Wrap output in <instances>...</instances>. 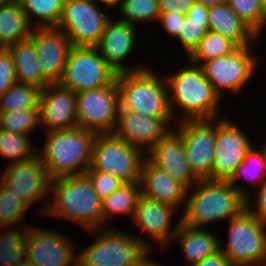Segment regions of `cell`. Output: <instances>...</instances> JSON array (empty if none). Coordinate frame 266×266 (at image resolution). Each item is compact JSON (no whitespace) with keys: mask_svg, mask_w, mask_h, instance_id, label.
Instances as JSON below:
<instances>
[{"mask_svg":"<svg viewBox=\"0 0 266 266\" xmlns=\"http://www.w3.org/2000/svg\"><path fill=\"white\" fill-rule=\"evenodd\" d=\"M146 158L187 189L199 181L189 167L183 138L174 129L146 153Z\"/></svg>","mask_w":266,"mask_h":266,"instance_id":"cell-22","label":"cell"},{"mask_svg":"<svg viewBox=\"0 0 266 266\" xmlns=\"http://www.w3.org/2000/svg\"><path fill=\"white\" fill-rule=\"evenodd\" d=\"M11 0H0V7L9 3Z\"/></svg>","mask_w":266,"mask_h":266,"instance_id":"cell-51","label":"cell"},{"mask_svg":"<svg viewBox=\"0 0 266 266\" xmlns=\"http://www.w3.org/2000/svg\"><path fill=\"white\" fill-rule=\"evenodd\" d=\"M194 2L201 3L209 7L216 4L227 3V0H194Z\"/></svg>","mask_w":266,"mask_h":266,"instance_id":"cell-48","label":"cell"},{"mask_svg":"<svg viewBox=\"0 0 266 266\" xmlns=\"http://www.w3.org/2000/svg\"><path fill=\"white\" fill-rule=\"evenodd\" d=\"M31 137L0 129V156L7 158L9 163L23 162L37 155L32 147Z\"/></svg>","mask_w":266,"mask_h":266,"instance_id":"cell-35","label":"cell"},{"mask_svg":"<svg viewBox=\"0 0 266 266\" xmlns=\"http://www.w3.org/2000/svg\"><path fill=\"white\" fill-rule=\"evenodd\" d=\"M40 95L39 88L16 82L0 96V112L39 109Z\"/></svg>","mask_w":266,"mask_h":266,"instance_id":"cell-33","label":"cell"},{"mask_svg":"<svg viewBox=\"0 0 266 266\" xmlns=\"http://www.w3.org/2000/svg\"><path fill=\"white\" fill-rule=\"evenodd\" d=\"M261 6L264 10V12L266 13V0H260Z\"/></svg>","mask_w":266,"mask_h":266,"instance_id":"cell-50","label":"cell"},{"mask_svg":"<svg viewBox=\"0 0 266 266\" xmlns=\"http://www.w3.org/2000/svg\"><path fill=\"white\" fill-rule=\"evenodd\" d=\"M141 195L140 182L123 183L118 190L102 199L103 228L107 221L120 215L133 217L139 196Z\"/></svg>","mask_w":266,"mask_h":266,"instance_id":"cell-29","label":"cell"},{"mask_svg":"<svg viewBox=\"0 0 266 266\" xmlns=\"http://www.w3.org/2000/svg\"><path fill=\"white\" fill-rule=\"evenodd\" d=\"M85 174L92 182L94 191L100 199L109 196L115 190H118L124 183L119 178L100 171L88 168Z\"/></svg>","mask_w":266,"mask_h":266,"instance_id":"cell-40","label":"cell"},{"mask_svg":"<svg viewBox=\"0 0 266 266\" xmlns=\"http://www.w3.org/2000/svg\"><path fill=\"white\" fill-rule=\"evenodd\" d=\"M6 49L12 56L17 83L32 85L40 90L50 84L42 76L38 55L30 38L12 44Z\"/></svg>","mask_w":266,"mask_h":266,"instance_id":"cell-26","label":"cell"},{"mask_svg":"<svg viewBox=\"0 0 266 266\" xmlns=\"http://www.w3.org/2000/svg\"><path fill=\"white\" fill-rule=\"evenodd\" d=\"M208 230L181 223L172 243L178 241L184 259L189 263L187 266H193L219 250V237Z\"/></svg>","mask_w":266,"mask_h":266,"instance_id":"cell-25","label":"cell"},{"mask_svg":"<svg viewBox=\"0 0 266 266\" xmlns=\"http://www.w3.org/2000/svg\"><path fill=\"white\" fill-rule=\"evenodd\" d=\"M136 33V25L111 18L107 22L99 42L94 46L117 73L135 72L148 67V65L141 64L129 68L123 63L135 50Z\"/></svg>","mask_w":266,"mask_h":266,"instance_id":"cell-18","label":"cell"},{"mask_svg":"<svg viewBox=\"0 0 266 266\" xmlns=\"http://www.w3.org/2000/svg\"><path fill=\"white\" fill-rule=\"evenodd\" d=\"M0 228V266H18L26 259V235L29 226H22L23 230L16 226Z\"/></svg>","mask_w":266,"mask_h":266,"instance_id":"cell-32","label":"cell"},{"mask_svg":"<svg viewBox=\"0 0 266 266\" xmlns=\"http://www.w3.org/2000/svg\"><path fill=\"white\" fill-rule=\"evenodd\" d=\"M177 124L173 129L183 138L185 154L191 171L198 179H212L216 145V118L186 120Z\"/></svg>","mask_w":266,"mask_h":266,"instance_id":"cell-13","label":"cell"},{"mask_svg":"<svg viewBox=\"0 0 266 266\" xmlns=\"http://www.w3.org/2000/svg\"><path fill=\"white\" fill-rule=\"evenodd\" d=\"M208 26L210 31L230 39L237 46H249L259 39L227 3L208 7Z\"/></svg>","mask_w":266,"mask_h":266,"instance_id":"cell-24","label":"cell"},{"mask_svg":"<svg viewBox=\"0 0 266 266\" xmlns=\"http://www.w3.org/2000/svg\"><path fill=\"white\" fill-rule=\"evenodd\" d=\"M145 159L143 150L127 144L112 133L97 134L89 168L111 174L124 183L140 182Z\"/></svg>","mask_w":266,"mask_h":266,"instance_id":"cell-8","label":"cell"},{"mask_svg":"<svg viewBox=\"0 0 266 266\" xmlns=\"http://www.w3.org/2000/svg\"><path fill=\"white\" fill-rule=\"evenodd\" d=\"M46 140L37 151L49 178L85 174L91 163L96 132L78 126L46 133Z\"/></svg>","mask_w":266,"mask_h":266,"instance_id":"cell-4","label":"cell"},{"mask_svg":"<svg viewBox=\"0 0 266 266\" xmlns=\"http://www.w3.org/2000/svg\"><path fill=\"white\" fill-rule=\"evenodd\" d=\"M189 63L173 74L165 76L170 109L176 123L186 120H210L219 116L222 99L204 75L201 65ZM182 110L176 116L175 110Z\"/></svg>","mask_w":266,"mask_h":266,"instance_id":"cell-2","label":"cell"},{"mask_svg":"<svg viewBox=\"0 0 266 266\" xmlns=\"http://www.w3.org/2000/svg\"><path fill=\"white\" fill-rule=\"evenodd\" d=\"M227 4L258 36L266 27V13L260 0H227Z\"/></svg>","mask_w":266,"mask_h":266,"instance_id":"cell-39","label":"cell"},{"mask_svg":"<svg viewBox=\"0 0 266 266\" xmlns=\"http://www.w3.org/2000/svg\"><path fill=\"white\" fill-rule=\"evenodd\" d=\"M228 222L227 244L219 249L232 266H266V222L246 208Z\"/></svg>","mask_w":266,"mask_h":266,"instance_id":"cell-7","label":"cell"},{"mask_svg":"<svg viewBox=\"0 0 266 266\" xmlns=\"http://www.w3.org/2000/svg\"><path fill=\"white\" fill-rule=\"evenodd\" d=\"M70 237L51 229L29 227L26 259L35 266H77L78 254Z\"/></svg>","mask_w":266,"mask_h":266,"instance_id":"cell-15","label":"cell"},{"mask_svg":"<svg viewBox=\"0 0 266 266\" xmlns=\"http://www.w3.org/2000/svg\"><path fill=\"white\" fill-rule=\"evenodd\" d=\"M186 17V13L179 12H166L160 13L158 21L160 22L164 32L170 37L174 39L180 34L182 21H184Z\"/></svg>","mask_w":266,"mask_h":266,"instance_id":"cell-43","label":"cell"},{"mask_svg":"<svg viewBox=\"0 0 266 266\" xmlns=\"http://www.w3.org/2000/svg\"><path fill=\"white\" fill-rule=\"evenodd\" d=\"M240 178L251 181L255 187H259L266 180V152L263 147L259 149L254 144L246 153L243 162L228 180L233 188L247 198L250 196L251 190H247V188L237 184Z\"/></svg>","mask_w":266,"mask_h":266,"instance_id":"cell-28","label":"cell"},{"mask_svg":"<svg viewBox=\"0 0 266 266\" xmlns=\"http://www.w3.org/2000/svg\"><path fill=\"white\" fill-rule=\"evenodd\" d=\"M238 46L219 33L208 30L188 59L198 65L218 56L230 54Z\"/></svg>","mask_w":266,"mask_h":266,"instance_id":"cell-34","label":"cell"},{"mask_svg":"<svg viewBox=\"0 0 266 266\" xmlns=\"http://www.w3.org/2000/svg\"><path fill=\"white\" fill-rule=\"evenodd\" d=\"M120 21L137 25L158 21L160 16L159 0H123L119 6ZM141 22V23H140Z\"/></svg>","mask_w":266,"mask_h":266,"instance_id":"cell-36","label":"cell"},{"mask_svg":"<svg viewBox=\"0 0 266 266\" xmlns=\"http://www.w3.org/2000/svg\"><path fill=\"white\" fill-rule=\"evenodd\" d=\"M154 250H150L143 258H141L137 263L130 265V266H157L159 264L156 263V260H153L151 256H149L151 253H153Z\"/></svg>","mask_w":266,"mask_h":266,"instance_id":"cell-46","label":"cell"},{"mask_svg":"<svg viewBox=\"0 0 266 266\" xmlns=\"http://www.w3.org/2000/svg\"><path fill=\"white\" fill-rule=\"evenodd\" d=\"M98 4H100L102 7L104 6V9L107 11L110 10L109 8L117 7L121 5L123 0H95ZM118 5V6H117Z\"/></svg>","mask_w":266,"mask_h":266,"instance_id":"cell-47","label":"cell"},{"mask_svg":"<svg viewBox=\"0 0 266 266\" xmlns=\"http://www.w3.org/2000/svg\"><path fill=\"white\" fill-rule=\"evenodd\" d=\"M50 201L41 212L79 224L82 228H103L102 199L94 191L86 174L58 177L51 180Z\"/></svg>","mask_w":266,"mask_h":266,"instance_id":"cell-1","label":"cell"},{"mask_svg":"<svg viewBox=\"0 0 266 266\" xmlns=\"http://www.w3.org/2000/svg\"><path fill=\"white\" fill-rule=\"evenodd\" d=\"M151 67L118 73L119 110H130L154 117H173L165 77Z\"/></svg>","mask_w":266,"mask_h":266,"instance_id":"cell-5","label":"cell"},{"mask_svg":"<svg viewBox=\"0 0 266 266\" xmlns=\"http://www.w3.org/2000/svg\"><path fill=\"white\" fill-rule=\"evenodd\" d=\"M257 188L256 197L252 200L248 196L245 206L254 217L266 222V180Z\"/></svg>","mask_w":266,"mask_h":266,"instance_id":"cell-42","label":"cell"},{"mask_svg":"<svg viewBox=\"0 0 266 266\" xmlns=\"http://www.w3.org/2000/svg\"><path fill=\"white\" fill-rule=\"evenodd\" d=\"M18 266H35V265L32 262H30L28 259H25Z\"/></svg>","mask_w":266,"mask_h":266,"instance_id":"cell-49","label":"cell"},{"mask_svg":"<svg viewBox=\"0 0 266 266\" xmlns=\"http://www.w3.org/2000/svg\"><path fill=\"white\" fill-rule=\"evenodd\" d=\"M39 117L46 133L76 127V93L59 83L47 85L41 90Z\"/></svg>","mask_w":266,"mask_h":266,"instance_id":"cell-19","label":"cell"},{"mask_svg":"<svg viewBox=\"0 0 266 266\" xmlns=\"http://www.w3.org/2000/svg\"><path fill=\"white\" fill-rule=\"evenodd\" d=\"M30 39L38 55L42 76L50 84L58 83L72 47L68 38L57 28H34Z\"/></svg>","mask_w":266,"mask_h":266,"instance_id":"cell-21","label":"cell"},{"mask_svg":"<svg viewBox=\"0 0 266 266\" xmlns=\"http://www.w3.org/2000/svg\"><path fill=\"white\" fill-rule=\"evenodd\" d=\"M245 200L228 180L199 179L187 189L181 223L206 228L209 223L228 221L246 208Z\"/></svg>","mask_w":266,"mask_h":266,"instance_id":"cell-3","label":"cell"},{"mask_svg":"<svg viewBox=\"0 0 266 266\" xmlns=\"http://www.w3.org/2000/svg\"><path fill=\"white\" fill-rule=\"evenodd\" d=\"M16 83L15 68L11 54L7 49H0V96Z\"/></svg>","mask_w":266,"mask_h":266,"instance_id":"cell-41","label":"cell"},{"mask_svg":"<svg viewBox=\"0 0 266 266\" xmlns=\"http://www.w3.org/2000/svg\"><path fill=\"white\" fill-rule=\"evenodd\" d=\"M0 177V183L30 207L50 194L51 179L38 155L27 161L9 163Z\"/></svg>","mask_w":266,"mask_h":266,"instance_id":"cell-17","label":"cell"},{"mask_svg":"<svg viewBox=\"0 0 266 266\" xmlns=\"http://www.w3.org/2000/svg\"><path fill=\"white\" fill-rule=\"evenodd\" d=\"M227 117L216 118V145L212 180H229L253 143L246 132Z\"/></svg>","mask_w":266,"mask_h":266,"instance_id":"cell-14","label":"cell"},{"mask_svg":"<svg viewBox=\"0 0 266 266\" xmlns=\"http://www.w3.org/2000/svg\"><path fill=\"white\" fill-rule=\"evenodd\" d=\"M117 74L95 47L72 46L58 83L77 94L111 85Z\"/></svg>","mask_w":266,"mask_h":266,"instance_id":"cell-9","label":"cell"},{"mask_svg":"<svg viewBox=\"0 0 266 266\" xmlns=\"http://www.w3.org/2000/svg\"><path fill=\"white\" fill-rule=\"evenodd\" d=\"M262 147L265 149V152H266V141L264 142Z\"/></svg>","mask_w":266,"mask_h":266,"instance_id":"cell-52","label":"cell"},{"mask_svg":"<svg viewBox=\"0 0 266 266\" xmlns=\"http://www.w3.org/2000/svg\"><path fill=\"white\" fill-rule=\"evenodd\" d=\"M95 0H65L57 29L72 46L94 47L111 19Z\"/></svg>","mask_w":266,"mask_h":266,"instance_id":"cell-10","label":"cell"},{"mask_svg":"<svg viewBox=\"0 0 266 266\" xmlns=\"http://www.w3.org/2000/svg\"><path fill=\"white\" fill-rule=\"evenodd\" d=\"M171 122L176 124L174 117L144 116L130 110H119L112 134L147 153L175 127ZM169 124L173 125L172 128Z\"/></svg>","mask_w":266,"mask_h":266,"instance_id":"cell-16","label":"cell"},{"mask_svg":"<svg viewBox=\"0 0 266 266\" xmlns=\"http://www.w3.org/2000/svg\"><path fill=\"white\" fill-rule=\"evenodd\" d=\"M40 127L39 109L0 112V129L29 135Z\"/></svg>","mask_w":266,"mask_h":266,"instance_id":"cell-37","label":"cell"},{"mask_svg":"<svg viewBox=\"0 0 266 266\" xmlns=\"http://www.w3.org/2000/svg\"><path fill=\"white\" fill-rule=\"evenodd\" d=\"M194 3V0H159V9L161 13L170 11L186 13Z\"/></svg>","mask_w":266,"mask_h":266,"instance_id":"cell-44","label":"cell"},{"mask_svg":"<svg viewBox=\"0 0 266 266\" xmlns=\"http://www.w3.org/2000/svg\"><path fill=\"white\" fill-rule=\"evenodd\" d=\"M141 194L178 209L185 205L187 188L145 159L140 176Z\"/></svg>","mask_w":266,"mask_h":266,"instance_id":"cell-23","label":"cell"},{"mask_svg":"<svg viewBox=\"0 0 266 266\" xmlns=\"http://www.w3.org/2000/svg\"><path fill=\"white\" fill-rule=\"evenodd\" d=\"M120 230L107 226L87 231L97 236L94 243L78 254L77 266H130L155 249L140 235Z\"/></svg>","mask_w":266,"mask_h":266,"instance_id":"cell-6","label":"cell"},{"mask_svg":"<svg viewBox=\"0 0 266 266\" xmlns=\"http://www.w3.org/2000/svg\"><path fill=\"white\" fill-rule=\"evenodd\" d=\"M253 45L238 46L230 54L204 62L201 67L207 80L222 98L228 91L238 93L250 81L258 66Z\"/></svg>","mask_w":266,"mask_h":266,"instance_id":"cell-11","label":"cell"},{"mask_svg":"<svg viewBox=\"0 0 266 266\" xmlns=\"http://www.w3.org/2000/svg\"><path fill=\"white\" fill-rule=\"evenodd\" d=\"M29 208L30 206L21 197L8 191L0 183V227L18 225Z\"/></svg>","mask_w":266,"mask_h":266,"instance_id":"cell-38","label":"cell"},{"mask_svg":"<svg viewBox=\"0 0 266 266\" xmlns=\"http://www.w3.org/2000/svg\"><path fill=\"white\" fill-rule=\"evenodd\" d=\"M29 22L17 0L0 7V47L6 49L12 44L30 38L34 27Z\"/></svg>","mask_w":266,"mask_h":266,"instance_id":"cell-27","label":"cell"},{"mask_svg":"<svg viewBox=\"0 0 266 266\" xmlns=\"http://www.w3.org/2000/svg\"><path fill=\"white\" fill-rule=\"evenodd\" d=\"M177 209L140 195L132 217L137 228L146 233L161 248L170 246L181 225V216L172 226V217Z\"/></svg>","mask_w":266,"mask_h":266,"instance_id":"cell-20","label":"cell"},{"mask_svg":"<svg viewBox=\"0 0 266 266\" xmlns=\"http://www.w3.org/2000/svg\"><path fill=\"white\" fill-rule=\"evenodd\" d=\"M17 1L34 28H56L60 22L65 4V0ZM35 18L37 19L36 21L34 20Z\"/></svg>","mask_w":266,"mask_h":266,"instance_id":"cell-31","label":"cell"},{"mask_svg":"<svg viewBox=\"0 0 266 266\" xmlns=\"http://www.w3.org/2000/svg\"><path fill=\"white\" fill-rule=\"evenodd\" d=\"M119 92L116 80L108 86L76 94L77 126L97 134L112 133L118 117Z\"/></svg>","mask_w":266,"mask_h":266,"instance_id":"cell-12","label":"cell"},{"mask_svg":"<svg viewBox=\"0 0 266 266\" xmlns=\"http://www.w3.org/2000/svg\"><path fill=\"white\" fill-rule=\"evenodd\" d=\"M193 266H232L226 255L219 249Z\"/></svg>","mask_w":266,"mask_h":266,"instance_id":"cell-45","label":"cell"},{"mask_svg":"<svg viewBox=\"0 0 266 266\" xmlns=\"http://www.w3.org/2000/svg\"><path fill=\"white\" fill-rule=\"evenodd\" d=\"M208 30V6L195 2L186 12L181 32L175 39L189 56Z\"/></svg>","mask_w":266,"mask_h":266,"instance_id":"cell-30","label":"cell"}]
</instances>
